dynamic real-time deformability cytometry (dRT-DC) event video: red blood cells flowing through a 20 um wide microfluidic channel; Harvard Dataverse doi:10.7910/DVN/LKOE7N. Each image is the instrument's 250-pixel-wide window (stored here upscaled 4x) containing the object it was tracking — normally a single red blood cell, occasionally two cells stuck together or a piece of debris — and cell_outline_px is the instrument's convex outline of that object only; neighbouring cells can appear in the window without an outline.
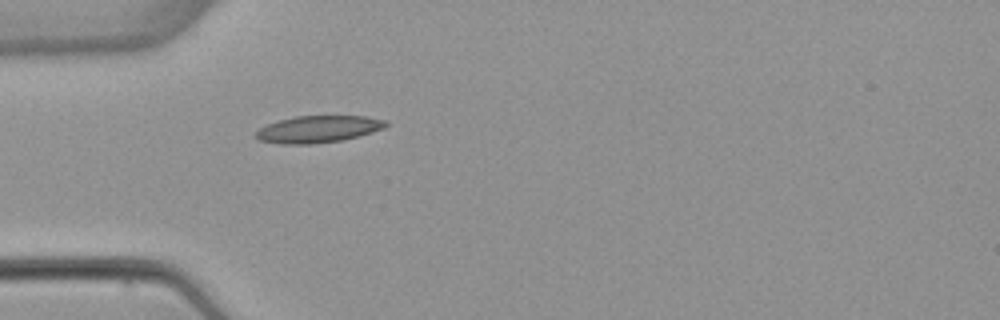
{"species": "common noctule bat (a hibernating species)", "species_latin": "Nyctalus noctula", "temperature_condition": "warm", "stored_images_in_passage": 1, "camera_frame_rate_fps": 3000, "um_per_image_px": 0.085, "animal": {"sex": "female", "body_mass_g": 22.7, "forearm_length_mm": 54.2}, "frame": {"image": 1, "passage_image": 1, "time_ms": 0.0, "image_size_px": [1000, 320], "cell_outline_px": [[388, 124], [384, 128], [360, 136], [344, 140], [308, 144], [280, 144], [256, 140], [252, 136], [260, 128], [268, 124], [280, 120], [296, 116], [364, 116], [388, 120]], "centroid_in_image_um": [27.03, 10.99], "position_along_channel_um": 58.0, "area_um2": 20.58}}